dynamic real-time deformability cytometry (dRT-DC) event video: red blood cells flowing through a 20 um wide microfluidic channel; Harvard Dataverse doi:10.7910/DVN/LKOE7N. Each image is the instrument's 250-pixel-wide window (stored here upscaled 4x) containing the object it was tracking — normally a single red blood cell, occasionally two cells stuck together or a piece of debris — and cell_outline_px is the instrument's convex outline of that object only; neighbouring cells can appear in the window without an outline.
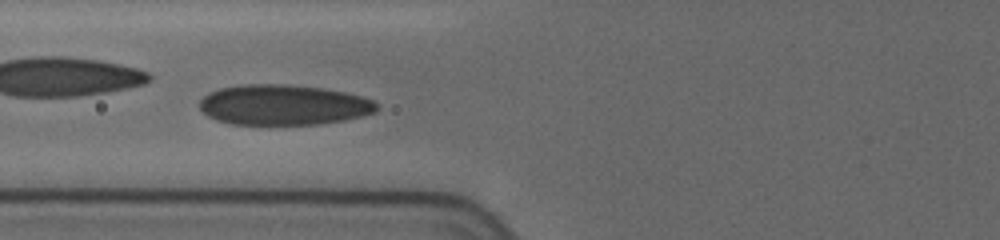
{"species": "human", "species_latin": "Homo sapiens", "temperature_condition": "cold", "stored_images_in_passage": 27, "camera_frame_rate_fps": 3000, "um_per_image_px": 0.085, "donor": {"sex": "female"}, "frame": {"image": 1, "passage_image": 26, "time_ms": 5.0, "image_size_px": [1000, 240], "cell_outline_px": [[380, 108], [376, 112], [344, 120], [320, 124], [232, 124], [216, 120], [208, 116], [200, 108], [200, 100], [208, 92], [220, 88], [248, 84], [288, 84], [320, 88], [344, 92], [360, 96], [372, 100]], "centroid_in_image_um": [24.08, 8.91], "position_along_channel_um": 101.7, "area_um2": 41.5}}